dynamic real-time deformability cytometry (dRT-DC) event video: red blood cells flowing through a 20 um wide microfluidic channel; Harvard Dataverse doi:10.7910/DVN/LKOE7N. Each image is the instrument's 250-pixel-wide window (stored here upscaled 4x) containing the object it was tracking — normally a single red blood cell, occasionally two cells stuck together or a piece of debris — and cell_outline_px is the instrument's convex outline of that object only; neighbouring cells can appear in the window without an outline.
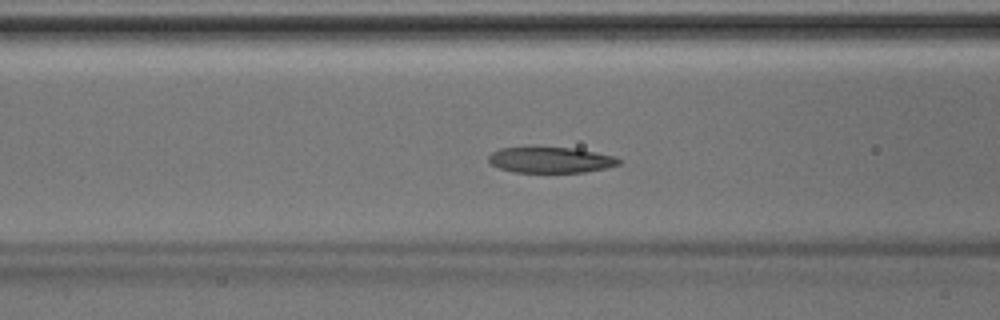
{"species": "Egyptian fruit bat (a non-hibernating species)", "species_latin": "Rousettus aegyptiacus", "temperature_condition": "room temperature", "stored_images_in_passage": 47, "camera_frame_rate_fps": 3000, "um_per_image_px": 0.085, "animal": {"sex": "male"}, "frame": {"image": 1, "passage_image": 19, "time_ms": 6.0, "image_size_px": [1000, 320], "cell_outline_px": [[624, 160], [620, 164], [604, 168], [584, 172], [512, 172], [500, 168], [492, 164], [488, 160], [488, 156], [492, 152], [500, 148], [572, 148], [616, 156]], "centroid_in_image_um": [46.83, 13.6], "position_along_channel_um": 119.8, "area_um2": 19.36}}
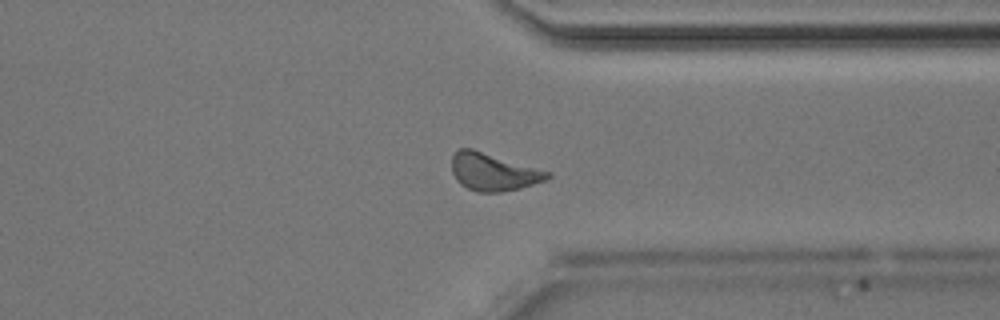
{"frame": {"image": 2, "passage_image": 36, "time_ms": 11.667, "image_size_px": [1000, 320], "cell_outline_px": [[552, 176], [548, 180], [520, 188], [500, 192], [476, 192], [460, 184], [456, 180], [452, 172], [452, 156], [460, 148], [472, 148], [552, 172]], "centroid_in_image_um": [41.96, 14.61], "position_along_channel_um": 369.4, "area_um2": 21.1}}
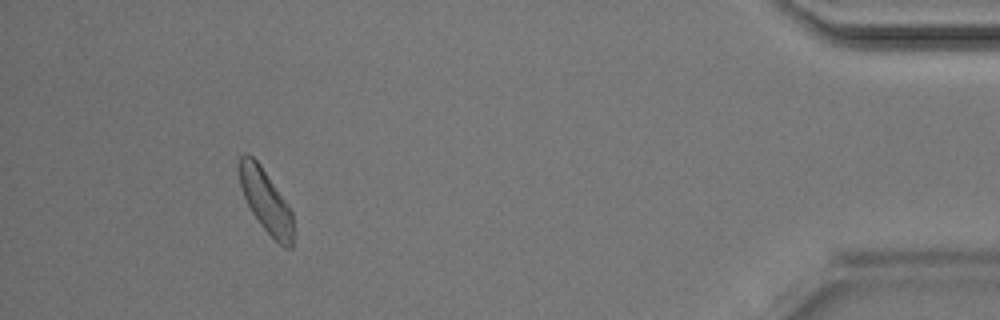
{"frame": {"image": 3, "passage_image": 43, "time_ms": 14.0, "image_size_px": [1000, 320], "cell_outline_px": [[292, 248], [284, 248], [260, 224], [252, 212], [240, 188], [236, 168], [236, 164], [240, 156], [244, 152], [248, 152], [260, 164], [288, 204], [292, 212]], "centroid_in_image_um": [22.53, 16.99], "position_along_channel_um": 412.7, "area_um2": 19.94}}